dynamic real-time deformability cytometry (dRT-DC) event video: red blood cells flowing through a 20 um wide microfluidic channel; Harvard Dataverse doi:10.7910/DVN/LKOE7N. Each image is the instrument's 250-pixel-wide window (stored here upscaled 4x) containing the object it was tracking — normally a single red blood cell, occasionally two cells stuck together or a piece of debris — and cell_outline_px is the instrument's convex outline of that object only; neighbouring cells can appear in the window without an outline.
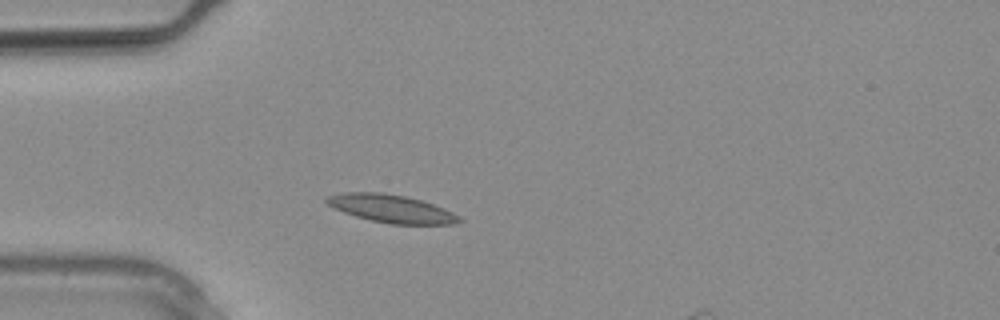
{"species": "common noctule bat (a hibernating species)", "species_latin": "Nyctalus noctula", "temperature_condition": "warm", "stored_images_in_passage": 5, "camera_frame_rate_fps": 3000, "um_per_image_px": 0.085, "animal": {"sex": "male", "body_mass_g": 20.4}, "frame": {"image": 1, "passage_image": 1, "time_ms": 0.0, "image_size_px": [1000, 320], "cell_outline_px": [[460, 220], [448, 224], [396, 224], [372, 220], [336, 208], [328, 204], [324, 200], [332, 196], [356, 192], [372, 192], [400, 196], [420, 200], [432, 204], [456, 216]], "centroid_in_image_um": [33.25, 17.74], "position_along_channel_um": 51.7, "area_um2": 19.94}}